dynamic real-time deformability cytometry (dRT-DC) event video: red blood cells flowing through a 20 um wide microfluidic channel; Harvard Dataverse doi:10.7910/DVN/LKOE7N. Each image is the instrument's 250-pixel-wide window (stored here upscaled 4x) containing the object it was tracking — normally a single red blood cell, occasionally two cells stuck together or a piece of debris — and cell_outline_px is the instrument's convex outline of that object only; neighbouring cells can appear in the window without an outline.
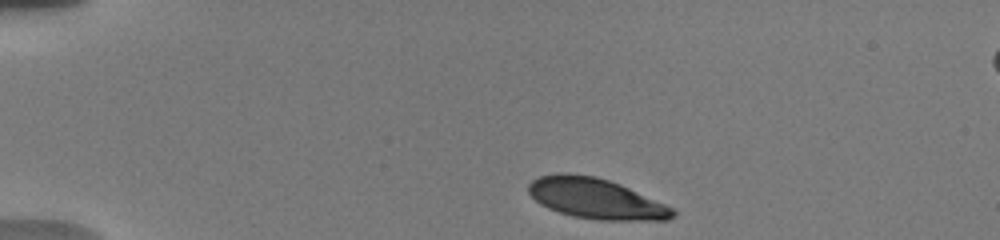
{"species": "human", "species_latin": "Homo sapiens", "temperature_condition": "warm", "stored_images_in_passage": 4, "segment_of_instrument_passage": [1, 2], "camera_frame_rate_fps": 3000, "um_per_image_px": 0.085, "donor": {"sex": "male"}, "frame": {"image": 1, "passage_image": 1, "time_ms": 0.0, "image_size_px": [1000, 240], "cell_outline_px": [[676, 216], [668, 220], [600, 220], [572, 216], [548, 208], [540, 204], [528, 192], [528, 184], [532, 180], [540, 176], [556, 172], [568, 172], [596, 176], [620, 184], [664, 204], [672, 208], [676, 212]], "centroid_in_image_um": [50.62, 16.87], "position_along_channel_um": 34.4, "area_um2": 33.99}}